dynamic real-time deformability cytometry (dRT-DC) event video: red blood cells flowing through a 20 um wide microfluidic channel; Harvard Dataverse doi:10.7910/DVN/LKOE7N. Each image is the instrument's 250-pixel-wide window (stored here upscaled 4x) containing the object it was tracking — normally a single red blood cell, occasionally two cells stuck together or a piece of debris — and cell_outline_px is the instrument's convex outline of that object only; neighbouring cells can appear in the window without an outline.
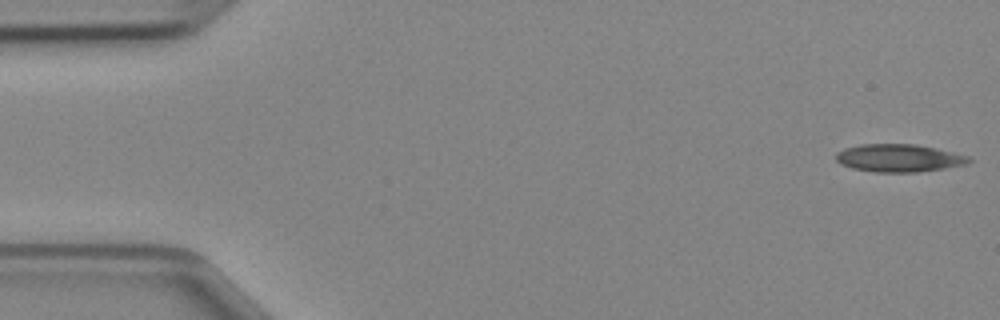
{"species": "Egyptian fruit bat (a non-hibernating species)", "species_latin": "Rousettus aegyptiacus", "temperature_condition": "cold", "stored_images_in_passage": 47, "segment_of_instrument_passage": [1, 2], "camera_frame_rate_fps": 3000, "um_per_image_px": 0.085, "animal": {"sex": "female"}, "frame": {"image": 1, "passage_image": 1, "time_ms": 0.0, "image_size_px": [1000, 320], "cell_outline_px": [[972, 160], [968, 164], [944, 168], [916, 172], [872, 172], [852, 168], [840, 164], [836, 160], [836, 152], [844, 148], [860, 144], [916, 144], [936, 148], [968, 156]], "centroid_in_image_um": [76.38, 13.43], "position_along_channel_um": 8.6, "area_um2": 21.56}}
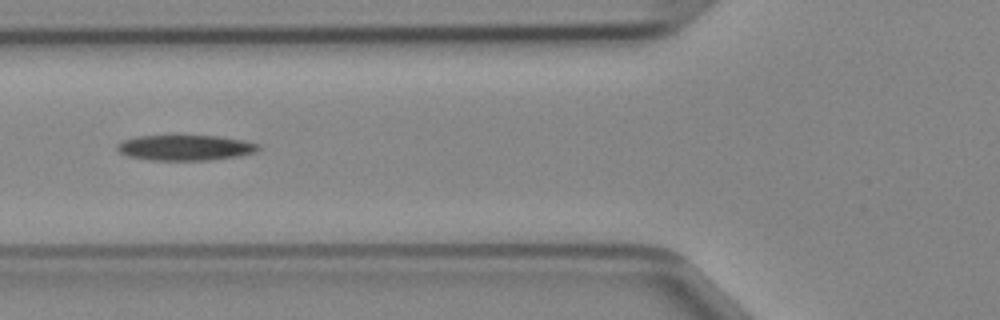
{"frame": {"image": 2, "passage_image": 17, "time_ms": 5.333, "image_size_px": [1000, 320], "cell_outline_px": [[260, 148], [256, 152], [240, 156], [208, 160], [148, 160], [128, 156], [120, 152], [116, 148], [116, 144], [124, 140], [136, 136], [220, 136], [244, 140], [260, 144]], "centroid_in_image_um": [15.77, 12.55], "position_along_channel_um": 110.0, "area_um2": 21.04}}
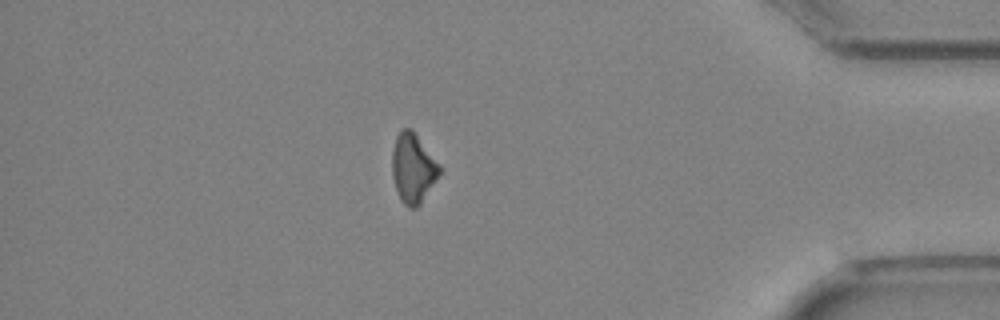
{"frame": {"image": 3, "passage_image": 40, "time_ms": 13.0, "image_size_px": [1000, 320], "cell_outline_px": [[440, 172], [420, 204], [416, 208], [408, 208], [400, 200], [392, 176], [392, 152], [396, 136], [404, 128], [412, 128], [440, 164]], "centroid_in_image_um": [35.09, 14.28], "position_along_channel_um": 400.1, "area_um2": 19.07}}